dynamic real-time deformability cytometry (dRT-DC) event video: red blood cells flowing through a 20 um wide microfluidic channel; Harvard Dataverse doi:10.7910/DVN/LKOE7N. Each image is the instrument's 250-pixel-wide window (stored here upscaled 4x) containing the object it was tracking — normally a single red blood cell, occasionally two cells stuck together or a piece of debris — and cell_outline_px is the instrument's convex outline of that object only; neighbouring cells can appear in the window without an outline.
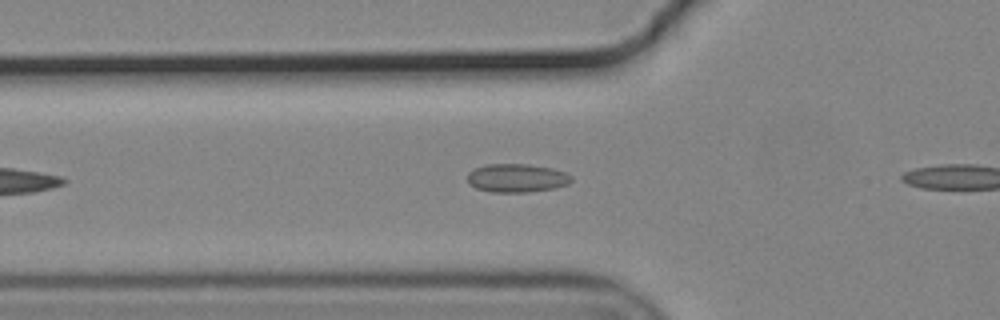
{"species": "common noctule bat (a hibernating species)", "species_latin": "Nyctalus noctula", "temperature_condition": "cold", "stored_images_in_passage": 10, "camera_frame_rate_fps": 3000, "um_per_image_px": 0.085, "animal": {"sex": "male", "body_mass_g": 19.2, "forearm_length_mm": 51.8}, "frame": {"image": 1, "passage_image": 9, "time_ms": 2.667, "image_size_px": [1000, 320], "cell_outline_px": [[572, 180], [568, 184], [556, 188], [528, 192], [492, 192], [476, 188], [468, 184], [468, 172], [476, 168], [488, 164], [528, 164], [552, 168], [564, 172], [572, 176]], "centroid_in_image_um": [43.93, 15.14], "position_along_channel_um": 81.9, "area_um2": 17.28}}